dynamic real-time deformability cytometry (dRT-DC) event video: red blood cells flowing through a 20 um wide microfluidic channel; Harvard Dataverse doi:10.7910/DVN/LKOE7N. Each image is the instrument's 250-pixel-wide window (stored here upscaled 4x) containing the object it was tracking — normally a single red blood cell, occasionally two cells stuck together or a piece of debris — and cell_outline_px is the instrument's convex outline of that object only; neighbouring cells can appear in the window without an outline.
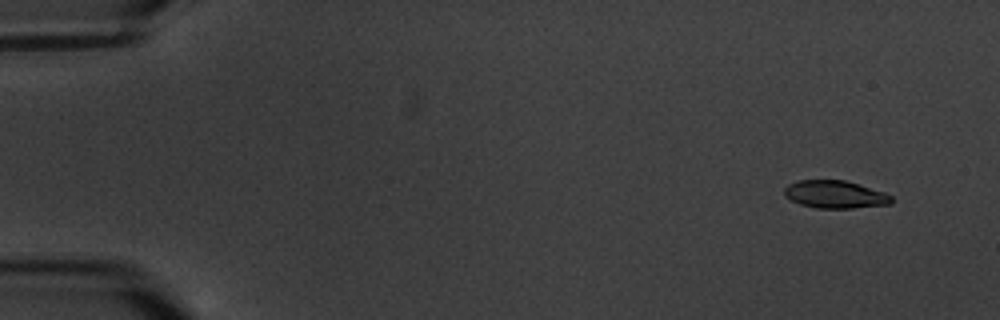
{"species": "common noctule bat (a hibernating species)", "species_latin": "Nyctalus noctula", "temperature_condition": "warm", "stored_images_in_passage": 12, "camera_frame_rate_fps": 3000, "um_per_image_px": 0.085, "animal": {"sex": "male", "body_mass_g": 20.1, "forearm_length_mm": 53.5}, "frame": {"image": 1, "passage_image": 2, "time_ms": 1.333, "image_size_px": [1000, 320], "cell_outline_px": [[892, 204], [852, 208], [816, 208], [800, 204], [784, 196], [784, 188], [788, 184], [796, 180], [844, 180], [884, 192], [892, 196]], "centroid_in_image_um": [70.96, 16.53], "position_along_channel_um": 14.0, "area_um2": 17.28}}
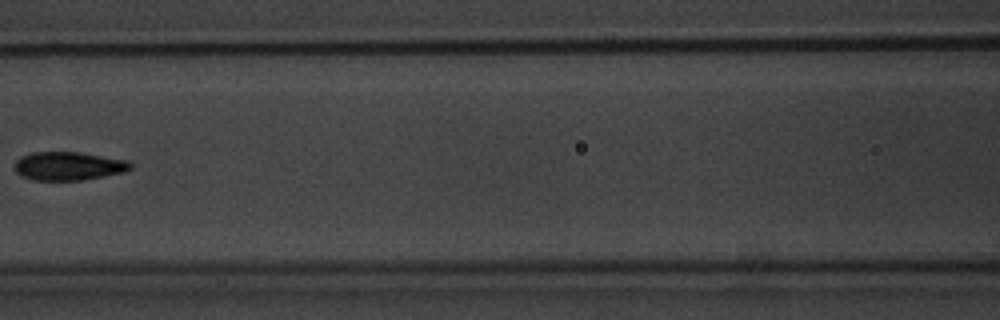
{"frame": {"image": 2, "passage_image": 8, "time_ms": 9.333, "image_size_px": [1000, 320], "cell_outline_px": [[132, 168], [124, 172], [84, 180], [32, 180], [20, 176], [16, 172], [16, 160], [20, 156], [32, 152], [80, 152], [124, 160], [132, 164]], "centroid_in_image_um": [5.79, 14.12], "position_along_channel_um": 160.8, "area_um2": 19.19}}
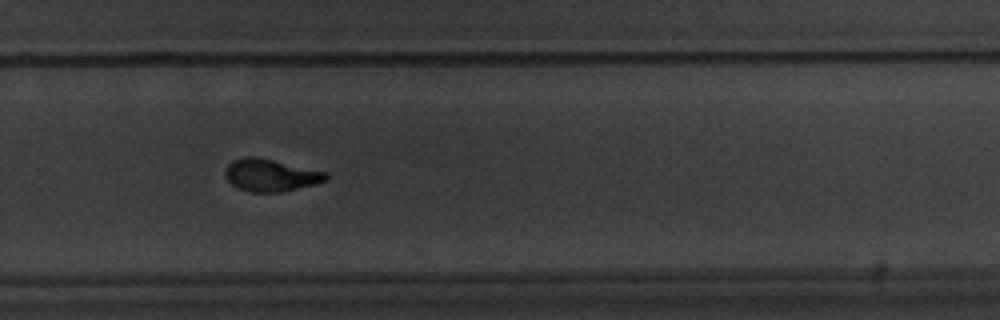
{"frame": {"image": 3, "passage_image": 12, "time_ms": 13.667, "image_size_px": [1000, 320], "cell_outline_px": [[328, 180], [316, 184], [284, 192], [248, 192], [236, 188], [224, 176], [224, 168], [232, 160], [248, 156], [256, 156], [328, 172]], "centroid_in_image_um": [23.0, 14.89], "position_along_channel_um": 306.8, "area_um2": 19.36}}